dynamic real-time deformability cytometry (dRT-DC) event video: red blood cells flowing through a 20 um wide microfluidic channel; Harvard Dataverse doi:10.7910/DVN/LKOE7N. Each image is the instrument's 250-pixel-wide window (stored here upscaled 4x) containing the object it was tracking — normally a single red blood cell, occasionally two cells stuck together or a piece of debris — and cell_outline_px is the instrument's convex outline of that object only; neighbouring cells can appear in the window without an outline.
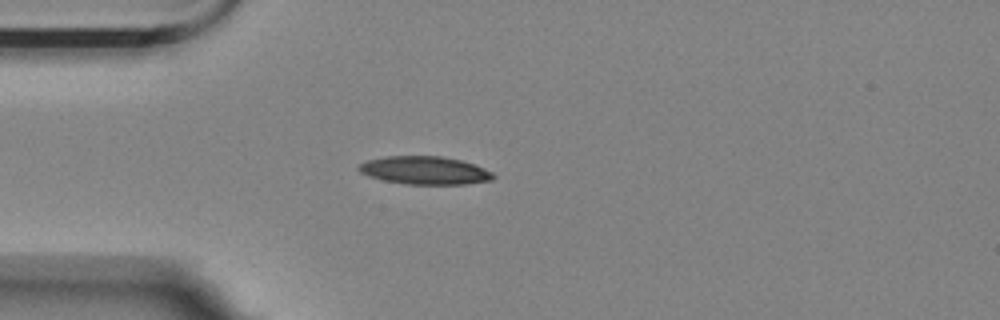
{"species": "Egyptian fruit bat (a non-hibernating species)", "species_latin": "Rousettus aegyptiacus", "temperature_condition": "room temperature", "stored_images_in_passage": 4, "camera_frame_rate_fps": 3000, "um_per_image_px": 0.085, "animal": {"sex": "female"}, "frame": {"image": 1, "passage_image": 3, "time_ms": 0.667, "image_size_px": [1000, 320], "cell_outline_px": [[496, 176], [492, 180], [464, 184], [404, 184], [384, 180], [368, 176], [360, 172], [356, 168], [360, 164], [368, 160], [384, 156], [444, 156], [460, 160], [484, 168], [492, 172]], "centroid_in_image_um": [36.09, 14.48], "position_along_channel_um": 48.9, "area_um2": 21.96}}